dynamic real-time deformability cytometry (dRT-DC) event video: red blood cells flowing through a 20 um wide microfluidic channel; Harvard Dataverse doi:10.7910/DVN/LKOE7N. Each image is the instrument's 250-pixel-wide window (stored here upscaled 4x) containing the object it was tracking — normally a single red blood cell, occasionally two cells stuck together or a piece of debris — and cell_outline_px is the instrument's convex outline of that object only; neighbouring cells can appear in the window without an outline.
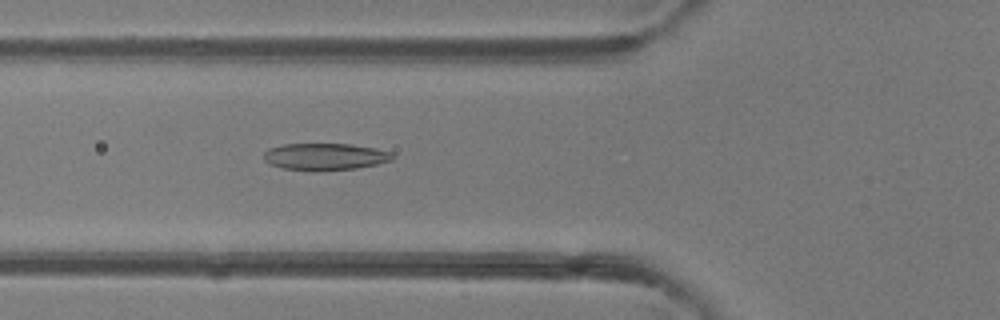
{"species": "common noctule bat (a hibernating species)", "species_latin": "Nyctalus noctula", "temperature_condition": "room temperature", "stored_images_in_passage": 47, "camera_frame_rate_fps": 3000, "um_per_image_px": 0.085, "animal": {"sex": "female"}, "frame": {"image": 1, "passage_image": 18, "time_ms": 5.667, "image_size_px": [1000, 320], "cell_outline_px": [[392, 160], [376, 164], [356, 168], [280, 168], [268, 164], [264, 160], [264, 152], [268, 148], [280, 144], [352, 144], [376, 148], [392, 152]], "centroid_in_image_um": [27.6, 13.26], "position_along_channel_um": 98.2, "area_um2": 19.48}}
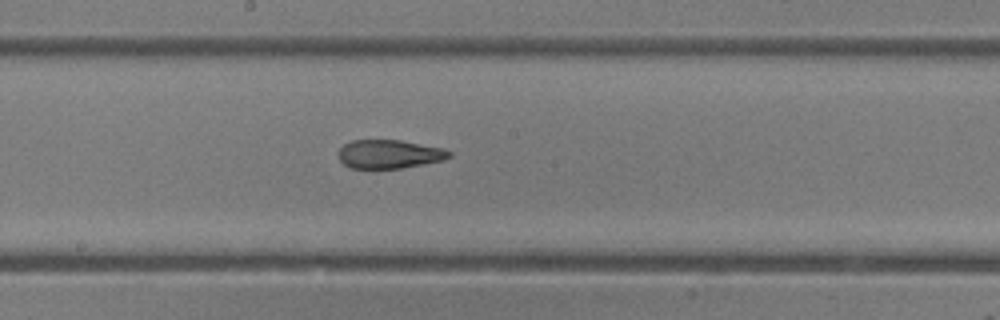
{"frame": {"image": 2, "passage_image": 26, "time_ms": 8.333, "image_size_px": [1000, 320], "cell_outline_px": [[452, 156], [444, 160], [424, 164], [400, 168], [348, 168], [340, 160], [336, 152], [344, 144], [352, 140], [400, 140], [444, 148], [452, 152]], "centroid_in_image_um": [33.09, 13.1], "position_along_channel_um": 215.1, "area_um2": 18.67}}
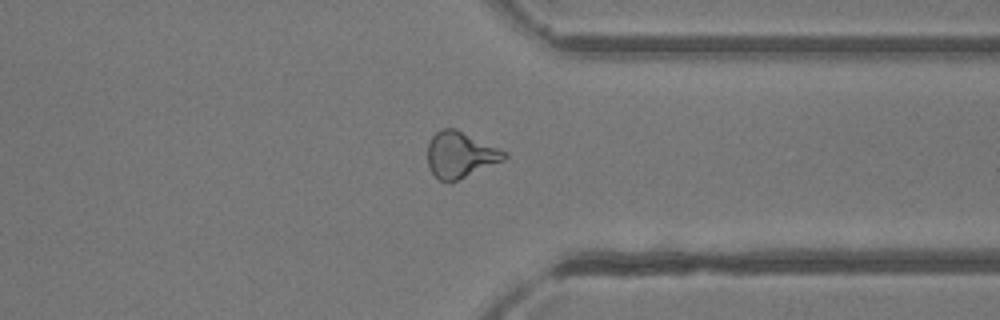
{"frame": {"image": 3, "passage_image": 37, "time_ms": 12.0, "image_size_px": [1000, 320], "cell_outline_px": [[508, 156], [504, 160], [456, 180], [440, 180], [432, 172], [428, 164], [428, 144], [432, 136], [436, 132], [444, 128], [456, 128], [500, 148], [508, 152]], "centroid_in_image_um": [39.15, 13.11], "position_along_channel_um": 372.3, "area_um2": 20.29}, "authors_computed_cell_mechanics": {"area_um2": 20.4034, "velocity_mm_per_s": 4.3555, "shape_relaxation_time_tau1_ms": null, "shape_relaxation_time_tau2_ms": 1.7871, "deformation_change_tau1": null, "deformation_change_tau2": 0.0835}}